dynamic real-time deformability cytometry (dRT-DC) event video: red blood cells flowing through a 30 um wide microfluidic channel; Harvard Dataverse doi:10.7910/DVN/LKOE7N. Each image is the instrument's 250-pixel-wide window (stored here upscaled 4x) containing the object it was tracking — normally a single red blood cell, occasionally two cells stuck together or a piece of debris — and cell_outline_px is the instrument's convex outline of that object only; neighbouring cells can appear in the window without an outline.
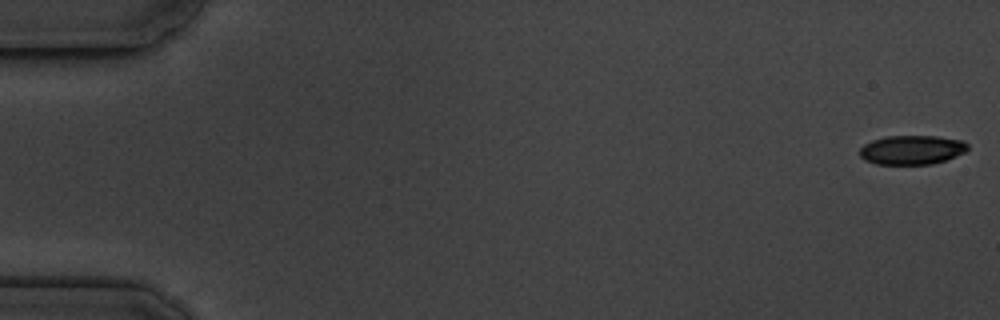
{"species": "common noctule bat (a hibernating species)", "species_latin": "Nyctalus noctula", "temperature_condition": "cold", "stored_images_in_passage": 17, "camera_frame_rate_fps": 3000, "um_per_image_px": 0.085, "animal": {"sex": "male", "body_mass_g": 19.5, "forearm_length_mm": 54.6}, "frame": {"image": 1, "passage_image": 1, "time_ms": 0.0, "image_size_px": [1000, 320], "cell_outline_px": [[968, 148], [964, 152], [956, 156], [932, 164], [876, 164], [864, 160], [860, 156], [860, 148], [864, 144], [872, 140], [884, 136], [936, 136], [964, 140], [968, 144]], "centroid_in_image_um": [77.5, 12.73], "position_along_channel_um": 7.5, "area_um2": 18.44}}
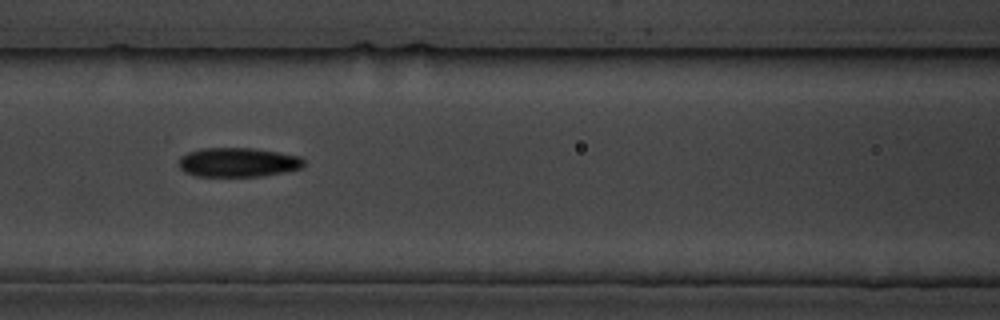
{"frame": {"image": 2, "passage_image": 8, "time_ms": 8.0, "image_size_px": [1000, 320], "cell_outline_px": [[304, 164], [300, 168], [284, 172], [260, 176], [196, 176], [184, 172], [180, 168], [180, 156], [188, 152], [200, 148], [252, 148], [300, 156], [304, 160]], "centroid_in_image_um": [20.2, 13.79], "position_along_channel_um": 146.4, "area_um2": 21.21}}
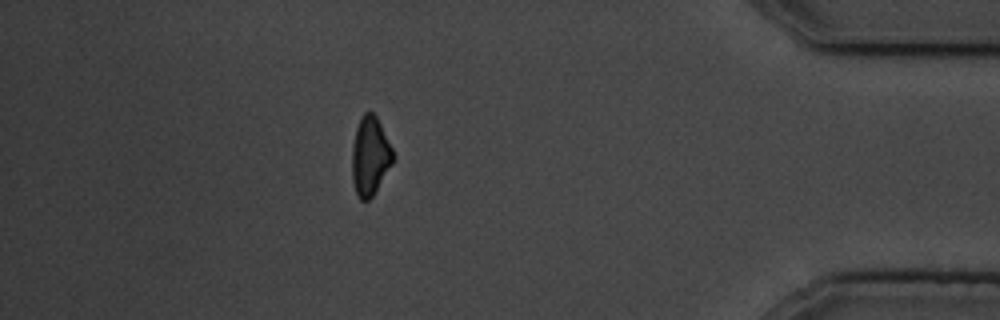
{"frame": {"image": 3, "passage_image": 15, "time_ms": 16.333, "image_size_px": [1000, 320], "cell_outline_px": [[396, 156], [392, 164], [372, 196], [368, 200], [360, 200], [356, 196], [352, 180], [352, 148], [356, 128], [364, 112], [372, 112], [376, 116]], "centroid_in_image_um": [31.45, 13.29], "position_along_channel_um": 403.7, "area_um2": 18.73}, "authors_computed_cell_mechanics": {"area_um2": 20.1722, "velocity_mm_per_s": 3.5886, "shape_relaxation_time_tau1_ms": 3.1912, "shape_relaxation_time_tau2_ms": null, "deformation_change_tau1": 0.1418, "deformation_change_tau2": null}}